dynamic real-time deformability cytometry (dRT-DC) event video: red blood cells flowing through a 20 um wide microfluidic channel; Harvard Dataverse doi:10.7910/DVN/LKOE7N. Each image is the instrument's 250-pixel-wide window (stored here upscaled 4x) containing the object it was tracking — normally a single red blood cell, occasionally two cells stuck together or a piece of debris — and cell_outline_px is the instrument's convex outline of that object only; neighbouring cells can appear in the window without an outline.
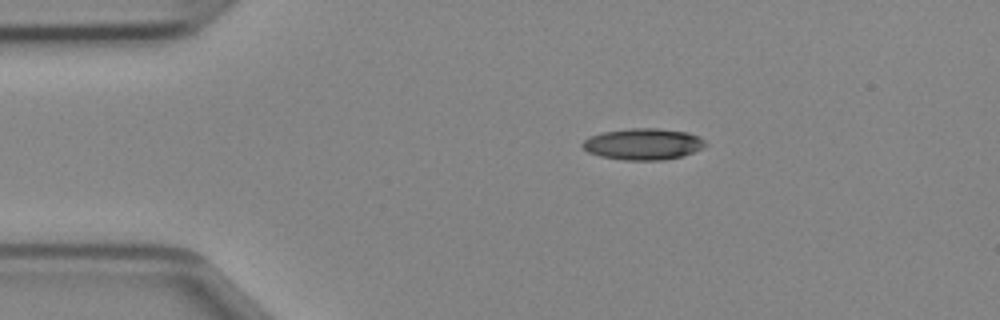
{"species": "Egyptian fruit bat (a non-hibernating species)", "species_latin": "Rousettus aegyptiacus", "temperature_condition": "cold", "stored_images_in_passage": 39, "camera_frame_rate_fps": 3000, "um_per_image_px": 0.085, "animal": {"sex": "female"}, "frame": {"image": 1, "passage_image": 1, "time_ms": 0.0, "image_size_px": [1000, 320], "cell_outline_px": [[708, 144], [704, 148], [680, 156], [664, 160], [624, 160], [600, 156], [588, 152], [580, 144], [588, 136], [604, 132], [628, 128], [656, 128], [688, 132], [700, 136]], "centroid_in_image_um": [54.67, 12.24], "position_along_channel_um": 30.3, "area_um2": 22.6}}
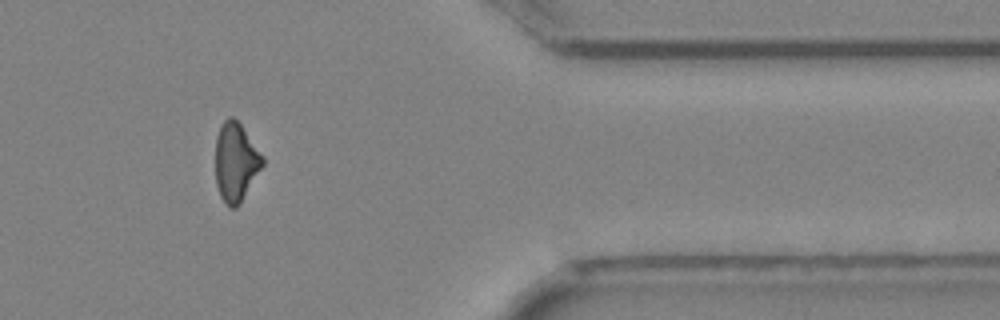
{"frame": {"image": 2, "passage_image": 31, "time_ms": 10.0, "image_size_px": [1000, 320], "cell_outline_px": [[264, 164], [240, 204], [236, 208], [228, 208], [220, 196], [216, 184], [216, 136], [224, 120], [228, 116], [232, 116], [240, 124], [264, 156]], "centroid_in_image_um": [20.04, 13.8], "position_along_channel_um": 391.4, "area_um2": 21.68}}
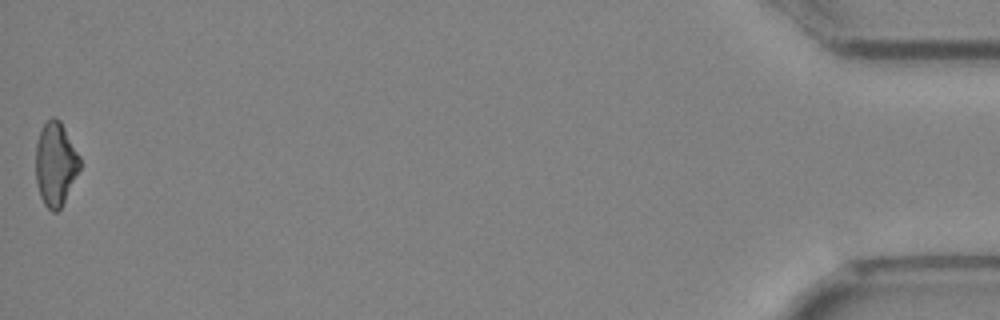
{"frame": {"image": 3, "passage_image": 39, "time_ms": 12.667, "image_size_px": [1000, 320], "cell_outline_px": [[80, 168], [60, 208], [56, 212], [52, 212], [44, 204], [40, 196], [36, 184], [36, 144], [40, 128], [52, 116], [56, 116], [60, 120], [80, 156]], "centroid_in_image_um": [4.7, 13.9], "position_along_channel_um": 430.5, "area_um2": 21.44}}